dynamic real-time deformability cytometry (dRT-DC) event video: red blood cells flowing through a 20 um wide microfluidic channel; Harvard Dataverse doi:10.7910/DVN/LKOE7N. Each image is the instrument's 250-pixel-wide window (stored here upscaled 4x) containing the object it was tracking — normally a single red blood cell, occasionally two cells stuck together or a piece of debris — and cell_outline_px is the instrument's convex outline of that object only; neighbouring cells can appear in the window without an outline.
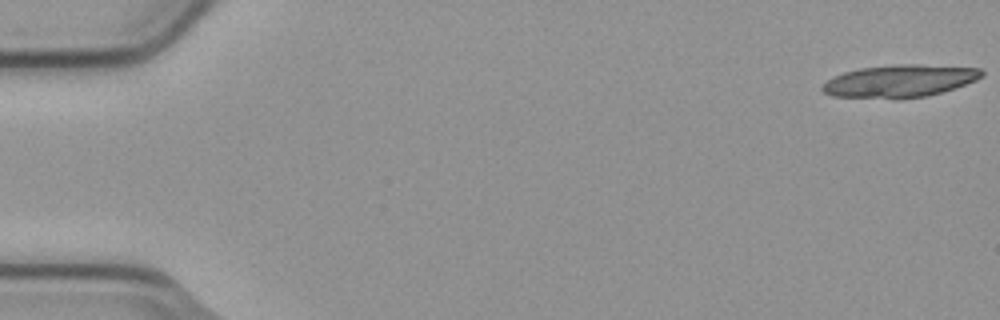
{"species": "common noctule bat (a hibernating species)", "species_latin": "Nyctalus noctula", "temperature_condition": "cold", "stored_images_in_passage": 6, "camera_frame_rate_fps": 3000, "um_per_image_px": 0.085, "animal": {"sex": "male", "body_mass_g": 23.1, "forearm_length_mm": 52.7}, "frame": {"image": 1, "passage_image": 1, "time_ms": 0.0, "image_size_px": [1000, 320], "cell_outline_px": [[984, 76], [976, 80], [940, 92], [924, 96], [832, 96], [824, 92], [820, 88], [820, 84], [832, 76], [844, 72], [860, 68], [896, 64], [920, 64], [980, 68], [984, 72]], "centroid_in_image_um": [76.46, 6.83], "position_along_channel_um": 8.5, "area_um2": 29.25}}
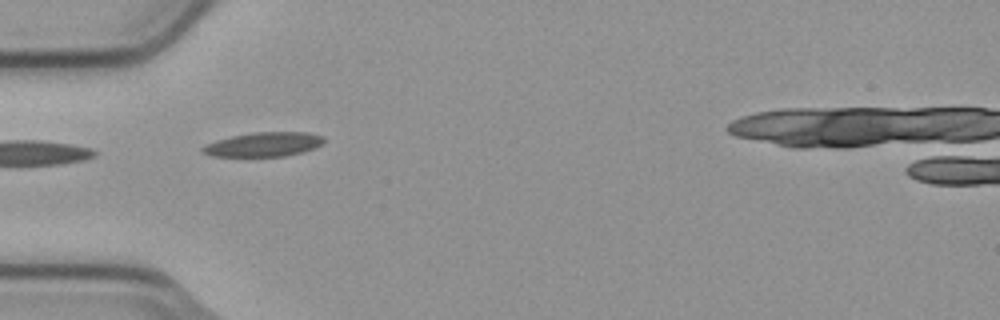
{"frame": {"image": 2, "passage_image": 5, "time_ms": 1.333, "image_size_px": [1000, 320], "cell_outline_px": [[324, 140], [320, 144], [304, 152], [284, 156], [212, 156], [200, 152], [200, 148], [216, 140], [232, 136], [252, 132], [308, 132], [324, 136]], "centroid_in_image_um": [22.39, 12.27], "position_along_channel_um": 62.6, "area_um2": 17.11}}
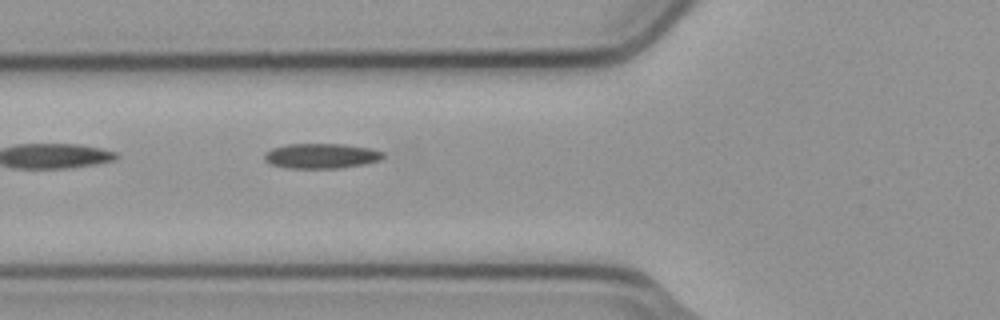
{"frame": {"image": 3, "passage_image": 6, "time_ms": 1.667, "image_size_px": [1000, 320], "cell_outline_px": [[384, 156], [380, 160], [364, 164], [340, 168], [288, 168], [272, 164], [264, 160], [264, 152], [272, 148], [288, 144], [344, 144], [368, 148], [384, 152]], "centroid_in_image_um": [27.29, 13.25], "position_along_channel_um": 98.5, "area_um2": 17.28}}